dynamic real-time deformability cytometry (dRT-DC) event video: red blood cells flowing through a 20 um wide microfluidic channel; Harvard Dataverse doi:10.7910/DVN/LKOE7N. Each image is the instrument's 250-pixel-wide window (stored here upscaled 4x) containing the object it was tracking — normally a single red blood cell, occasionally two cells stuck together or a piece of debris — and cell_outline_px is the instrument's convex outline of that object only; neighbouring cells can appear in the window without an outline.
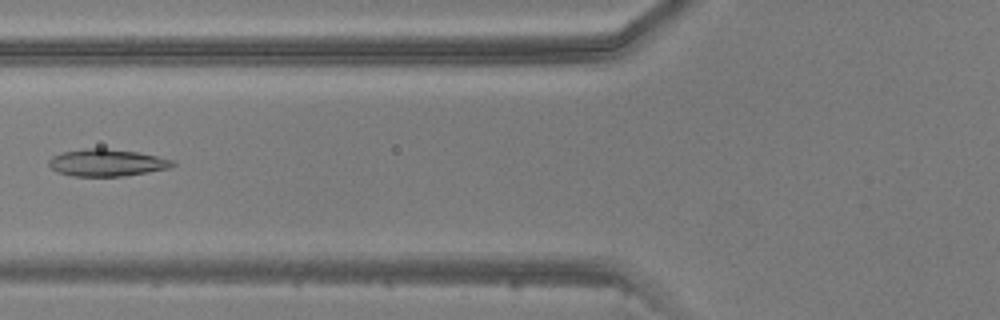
{"species": "common noctule bat (a hibernating species)", "species_latin": "Nyctalus noctula", "temperature_condition": "warm", "stored_images_in_passage": 3, "camera_frame_rate_fps": 3000, "um_per_image_px": 0.085, "animal": {"sex": "male", "body_mass_g": 20.5, "forearm_length_mm": 52.5}, "frame": {"image": 1, "passage_image": 2, "time_ms": 1.333, "image_size_px": [1000, 320], "cell_outline_px": [[176, 164], [172, 168], [124, 176], [72, 176], [56, 172], [48, 164], [48, 160], [52, 156], [64, 152], [84, 148], [104, 148], [136, 152], [176, 160]], "centroid_in_image_um": [9.1, 13.83], "position_along_channel_um": 116.7, "area_um2": 19.65}}
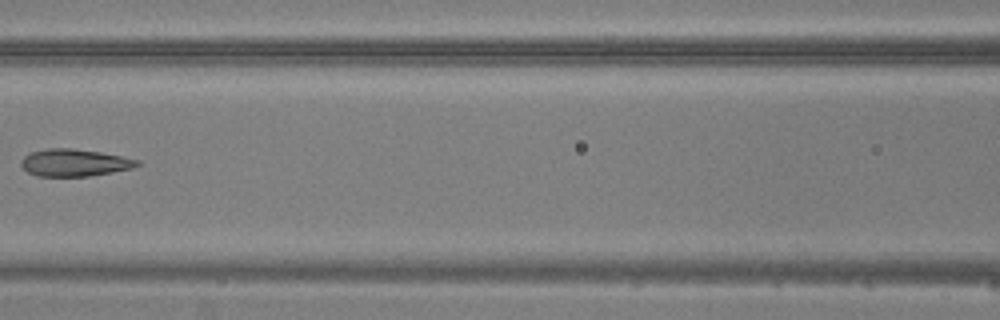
{"frame": {"image": 2, "passage_image": 3, "time_ms": 2.333, "image_size_px": [1000, 320], "cell_outline_px": [[140, 164], [132, 168], [112, 172], [88, 176], [36, 176], [28, 172], [20, 164], [20, 160], [28, 152], [48, 148], [72, 148], [100, 152], [140, 160]], "centroid_in_image_um": [6.29, 13.82], "position_along_channel_um": 160.3, "area_um2": 18.44}}